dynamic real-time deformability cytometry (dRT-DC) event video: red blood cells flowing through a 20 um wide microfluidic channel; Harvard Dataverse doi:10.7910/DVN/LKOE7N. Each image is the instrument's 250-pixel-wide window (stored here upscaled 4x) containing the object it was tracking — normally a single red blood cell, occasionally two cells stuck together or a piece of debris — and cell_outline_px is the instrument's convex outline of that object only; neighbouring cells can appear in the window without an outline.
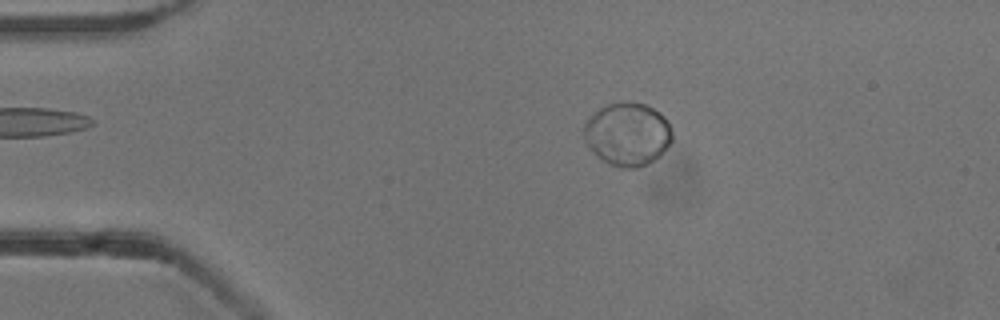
{"species": "common noctule bat (a hibernating species)", "species_latin": "Nyctalus noctula", "temperature_condition": "cold", "stored_images_in_passage": 54, "camera_frame_rate_fps": 3000, "um_per_image_px": 0.085, "animal": {"sex": "male", "body_mass_g": 13.3}, "frame": {"image": 1, "passage_image": 11, "time_ms": 3.333, "image_size_px": [1000, 320], "cell_outline_px": [[672, 140], [660, 156], [648, 164], [636, 168], [620, 168], [596, 156], [592, 152], [584, 140], [584, 124], [588, 116], [600, 108], [608, 104], [620, 100], [644, 104], [660, 112], [664, 116], [672, 128]], "centroid_in_image_um": [53.33, 11.39], "position_along_channel_um": 31.7, "area_um2": 32.83}}
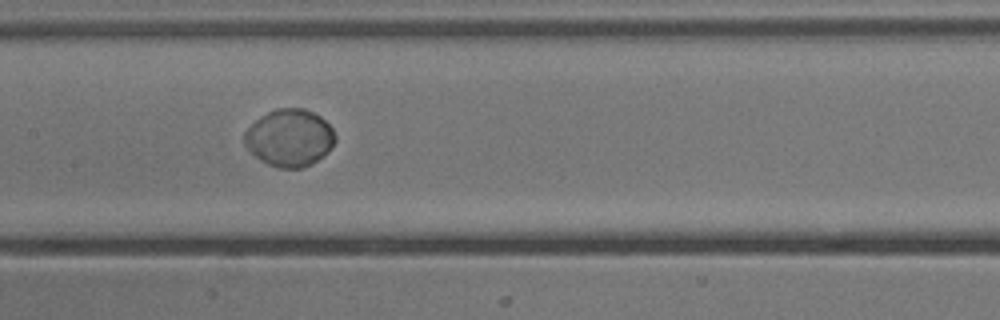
{"frame": {"image": 2, "passage_image": 27, "time_ms": 8.667, "image_size_px": [1000, 320], "cell_outline_px": [[336, 140], [332, 148], [324, 156], [312, 164], [300, 168], [280, 168], [268, 164], [260, 160], [244, 144], [244, 132], [260, 116], [276, 108], [304, 108], [320, 116], [332, 128], [336, 136]], "centroid_in_image_um": [24.63, 11.72], "position_along_channel_um": 182.8, "area_um2": 30.35}}
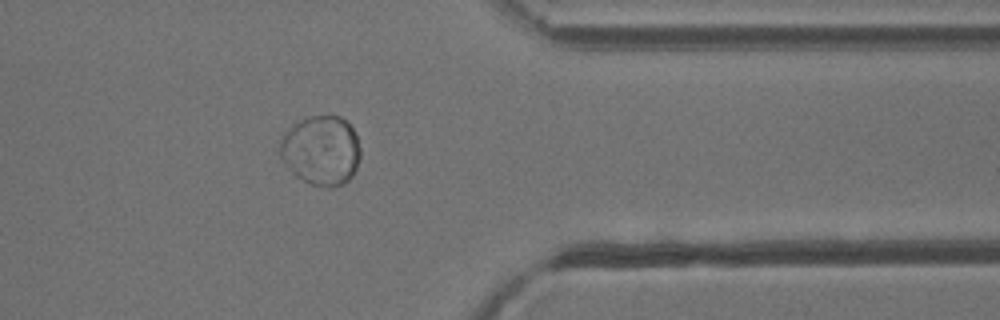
{"frame": {"image": 3, "passage_image": 44, "time_ms": 14.333, "image_size_px": [1000, 320], "cell_outline_px": [[360, 156], [356, 168], [352, 176], [344, 184], [332, 188], [328, 188], [308, 184], [296, 176], [284, 164], [280, 156], [280, 140], [292, 124], [308, 116], [340, 116], [352, 128], [356, 136], [360, 148]], "centroid_in_image_um": [27.28, 12.81], "position_along_channel_um": 384.1, "area_um2": 32.83}}